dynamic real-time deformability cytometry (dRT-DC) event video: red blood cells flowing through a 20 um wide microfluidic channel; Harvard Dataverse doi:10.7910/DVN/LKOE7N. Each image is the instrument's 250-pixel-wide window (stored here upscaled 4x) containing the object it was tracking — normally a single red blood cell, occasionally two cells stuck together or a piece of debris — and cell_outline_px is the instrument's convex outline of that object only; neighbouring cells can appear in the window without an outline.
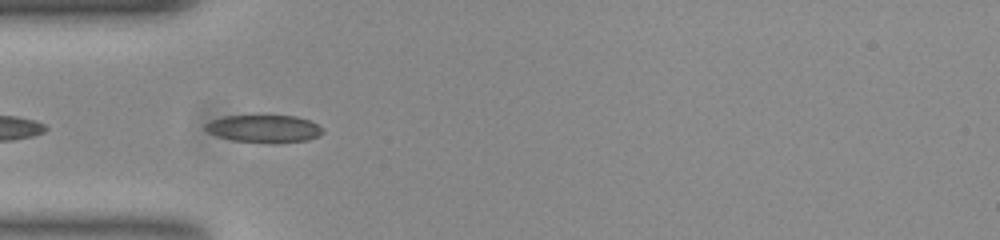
{"species": "common noctule bat (a hibernating species)", "species_latin": "Nyctalus noctula", "temperature_condition": "room temperature", "stored_images_in_passage": 6, "camera_frame_rate_fps": 3000, "um_per_image_px": 0.085, "animal": {"sex": "female", "body_mass_g": 23.0, "forearm_length_mm": 53.4}, "frame": {"image": 1, "passage_image": 2, "time_ms": 0.333, "image_size_px": [1000, 240], "cell_outline_px": [[324, 132], [308, 140], [232, 140], [216, 136], [208, 132], [204, 128], [204, 124], [212, 120], [224, 116], [296, 116], [308, 120], [316, 124]], "centroid_in_image_um": [22.37, 10.89], "position_along_channel_um": 62.6, "area_um2": 17.74}}